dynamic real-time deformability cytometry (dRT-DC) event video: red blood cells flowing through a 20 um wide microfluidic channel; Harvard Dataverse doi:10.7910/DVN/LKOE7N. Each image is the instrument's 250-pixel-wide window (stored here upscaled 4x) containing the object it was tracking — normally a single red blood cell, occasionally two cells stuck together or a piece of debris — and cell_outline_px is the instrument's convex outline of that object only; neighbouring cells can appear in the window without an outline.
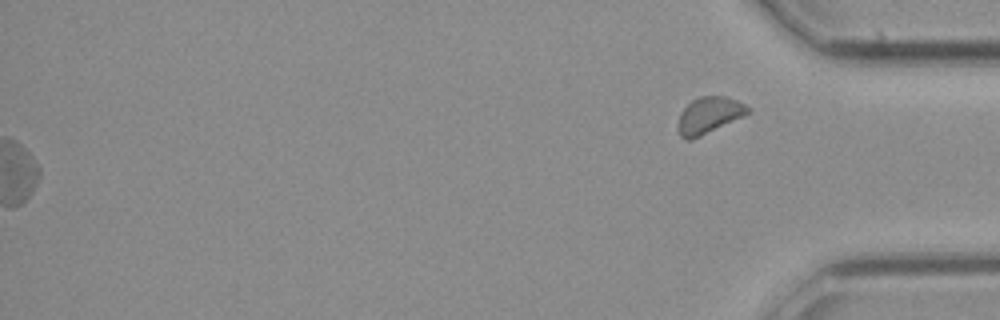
{"species": "common noctule bat (a hibernating species)", "species_latin": "Nyctalus noctula", "temperature_condition": "cold", "stored_images_in_passage": 26, "segment_of_instrument_passage": [2, 2], "camera_frame_rate_fps": 3000, "um_per_image_px": 0.085, "animal": {"sex": "female", "body_mass_g": 21.9}, "frame": {"image": 1, "passage_image": 26, "time_ms": 8.333, "image_size_px": [1000, 320], "cell_outline_px": [[752, 112], [744, 116], [692, 140], [684, 140], [680, 136], [680, 112], [692, 100], [700, 96], [724, 96], [736, 100], [752, 108]], "centroid_in_image_um": [60.31, 9.79], "position_along_channel_um": 374.9, "area_um2": 14.74}}